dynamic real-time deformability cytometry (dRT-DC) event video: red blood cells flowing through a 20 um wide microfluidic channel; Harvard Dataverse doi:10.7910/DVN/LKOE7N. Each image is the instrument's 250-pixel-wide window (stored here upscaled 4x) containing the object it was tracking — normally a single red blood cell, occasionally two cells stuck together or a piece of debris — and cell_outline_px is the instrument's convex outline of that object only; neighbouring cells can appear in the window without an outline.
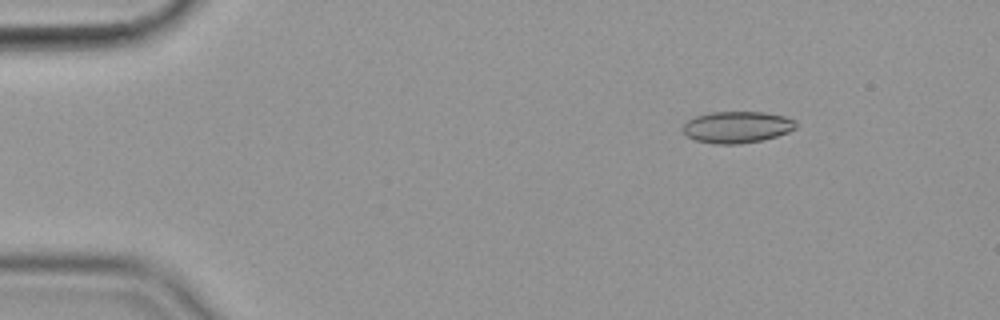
{"species": "common noctule bat (a hibernating species)", "species_latin": "Nyctalus noctula", "temperature_condition": "cold", "stored_images_in_passage": 57, "camera_frame_rate_fps": 3000, "um_per_image_px": 0.085, "animal": {"sex": "female", "body_mass_g": 19.9}, "frame": {"image": 1, "passage_image": 8, "time_ms": 2.333, "image_size_px": [1000, 320], "cell_outline_px": [[796, 128], [788, 132], [764, 140], [740, 144], [716, 144], [696, 140], [688, 136], [684, 132], [684, 124], [688, 120], [696, 116], [712, 112], [764, 112], [784, 116], [796, 120]], "centroid_in_image_um": [62.68, 10.8], "position_along_channel_um": 22.3, "area_um2": 20.75}}
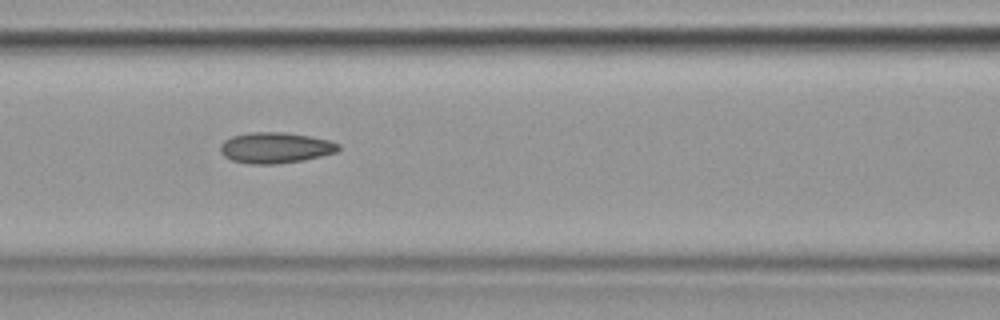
{"frame": {"image": 2, "passage_image": 25, "time_ms": 8.0, "image_size_px": [1000, 320], "cell_outline_px": [[340, 148], [336, 152], [304, 160], [276, 164], [248, 164], [232, 160], [224, 156], [220, 152], [220, 144], [224, 140], [232, 136], [252, 132], [284, 132], [308, 136], [328, 140], [340, 144]], "centroid_in_image_um": [23.38, 12.56], "position_along_channel_um": 143.2, "area_um2": 21.21}}
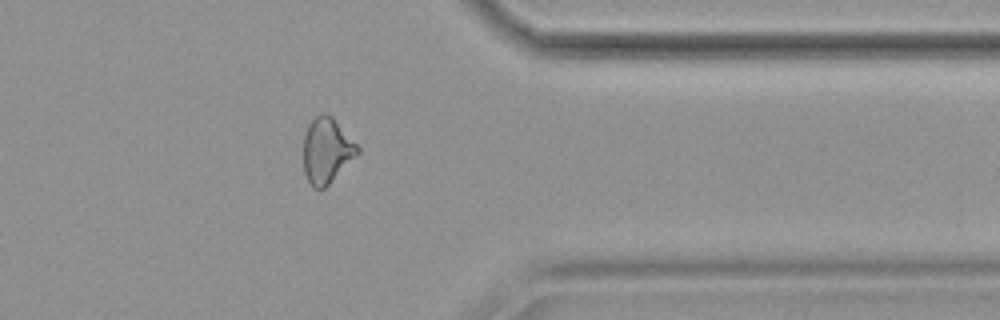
{"frame": {"image": 3, "passage_image": 46, "time_ms": 15.0, "image_size_px": [1000, 320], "cell_outline_px": [[360, 152], [324, 188], [312, 188], [304, 172], [304, 136], [308, 124], [320, 112], [324, 112], [332, 116], [360, 148]], "centroid_in_image_um": [27.76, 12.77], "position_along_channel_um": 383.6, "area_um2": 20.4}, "authors_computed_cell_mechanics": {"area_um2": 20.7502, "velocity_mm_per_s": 3.5831, "shape_relaxation_time_tau1_ms": null, "shape_relaxation_time_tau2_ms": 3.5887, "deformation_change_tau1": null, "deformation_change_tau2": 0.0965}}